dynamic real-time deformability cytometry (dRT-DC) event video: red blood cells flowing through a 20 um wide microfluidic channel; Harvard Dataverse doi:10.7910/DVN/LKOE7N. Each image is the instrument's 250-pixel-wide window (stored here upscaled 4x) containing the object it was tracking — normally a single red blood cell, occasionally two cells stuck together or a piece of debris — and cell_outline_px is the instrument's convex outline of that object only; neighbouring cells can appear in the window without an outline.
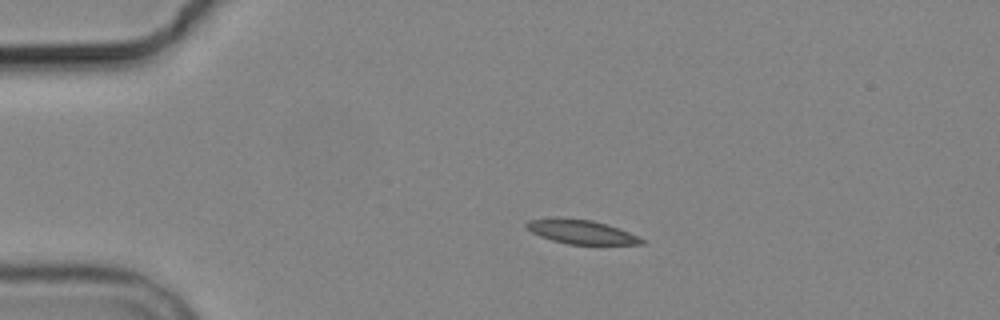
{"species": "common noctule bat (a hibernating species)", "species_latin": "Nyctalus noctula", "temperature_condition": "cold", "stored_images_in_passage": 4, "camera_frame_rate_fps": 3000, "um_per_image_px": 0.085, "animal": {"sex": "male", "body_mass_g": 19.2, "forearm_length_mm": 51.8}, "frame": {"image": 1, "passage_image": 2, "time_ms": 2.0, "image_size_px": [1000, 320], "cell_outline_px": [[644, 244], [568, 244], [552, 240], [540, 236], [532, 232], [524, 224], [528, 220], [556, 216], [592, 220], [608, 224], [640, 236], [644, 240]], "centroid_in_image_um": [49.39, 19.68], "position_along_channel_um": 35.6, "area_um2": 16.36}}
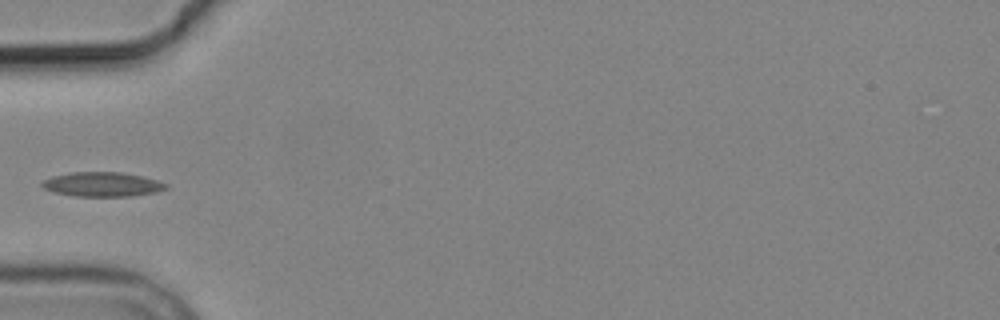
{"frame": {"image": 2, "passage_image": 4, "time_ms": 4.333, "image_size_px": [1000, 320], "cell_outline_px": [[168, 188], [156, 192], [132, 196], [76, 196], [52, 192], [44, 188], [40, 184], [44, 180], [52, 176], [68, 172], [120, 172], [140, 176], [156, 180], [168, 184]], "centroid_in_image_um": [8.67, 15.67], "position_along_channel_um": 76.3, "area_um2": 17.63}}